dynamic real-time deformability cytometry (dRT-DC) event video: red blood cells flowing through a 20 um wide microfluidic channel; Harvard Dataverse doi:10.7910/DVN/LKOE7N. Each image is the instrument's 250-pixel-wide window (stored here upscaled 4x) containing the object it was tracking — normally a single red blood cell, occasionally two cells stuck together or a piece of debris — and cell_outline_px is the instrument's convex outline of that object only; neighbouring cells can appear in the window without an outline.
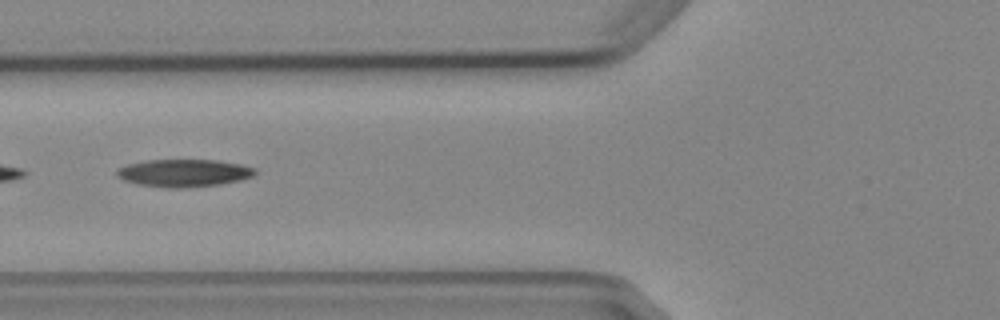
{"species": "Egyptian fruit bat (a non-hibernating species)", "species_latin": "Rousettus aegyptiacus", "temperature_condition": "cold", "stored_images_in_passage": 5, "camera_frame_rate_fps": 3000, "um_per_image_px": 0.085, "animal": {"sex": "female"}, "frame": {"image": 1, "passage_image": 2, "time_ms": 1.333, "image_size_px": [1000, 320], "cell_outline_px": [[256, 172], [252, 176], [240, 180], [220, 184], [184, 188], [164, 188], [136, 184], [124, 180], [116, 176], [116, 172], [120, 168], [128, 164], [148, 160], [216, 160], [240, 164], [256, 168]], "centroid_in_image_um": [15.62, 14.71], "position_along_channel_um": 110.2, "area_um2": 22.2}}